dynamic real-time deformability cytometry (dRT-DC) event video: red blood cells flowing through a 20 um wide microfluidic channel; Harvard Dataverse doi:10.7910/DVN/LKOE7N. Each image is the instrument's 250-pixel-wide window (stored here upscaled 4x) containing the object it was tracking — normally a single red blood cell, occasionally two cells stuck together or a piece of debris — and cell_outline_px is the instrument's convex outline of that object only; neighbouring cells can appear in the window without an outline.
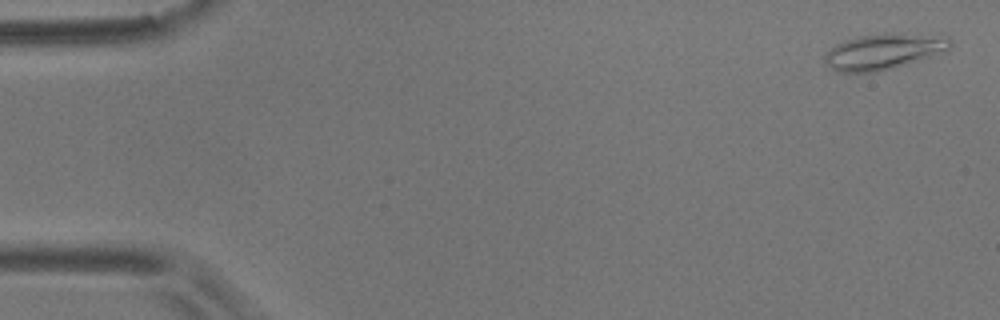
{"species": "common noctule bat (a hibernating species)", "species_latin": "Nyctalus noctula", "temperature_condition": "room temperature", "stored_images_in_passage": 4, "camera_frame_rate_fps": 3000, "um_per_image_px": 0.085, "animal": {"sex": "male", "body_mass_g": 17.9}, "frame": {"image": 1, "passage_image": 1, "time_ms": 0.0, "image_size_px": [1000, 320], "cell_outline_px": [[952, 44], [948, 48], [928, 56], [904, 64], [876, 72], [840, 72], [832, 68], [824, 60], [824, 56], [836, 44], [844, 40], [860, 36], [884, 32], [892, 32], [948, 36], [952, 40]], "centroid_in_image_um": [75.09, 4.34], "position_along_channel_um": 9.9, "area_um2": 25.72}}